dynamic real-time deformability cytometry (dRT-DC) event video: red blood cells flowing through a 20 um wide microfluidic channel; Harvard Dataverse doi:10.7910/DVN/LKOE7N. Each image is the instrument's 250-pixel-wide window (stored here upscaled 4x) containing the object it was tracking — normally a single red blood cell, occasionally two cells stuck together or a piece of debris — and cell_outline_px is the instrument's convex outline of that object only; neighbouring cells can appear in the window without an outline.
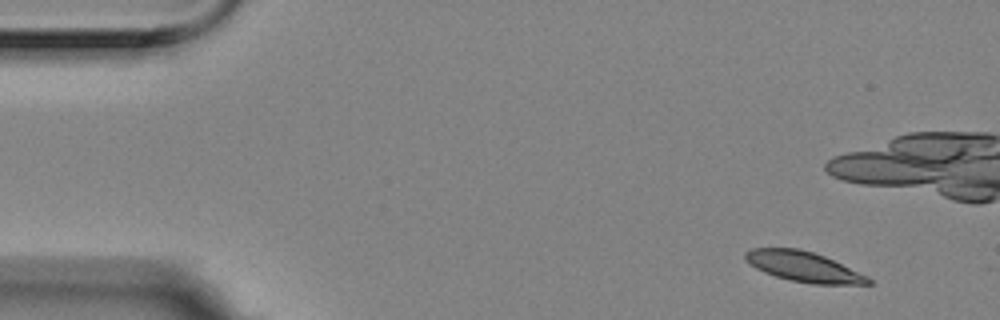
{"species": "Egyptian fruit bat (a non-hibernating species)", "species_latin": "Rousettus aegyptiacus", "temperature_condition": "room temperature", "stored_images_in_passage": 4, "camera_frame_rate_fps": 3000, "um_per_image_px": 0.085, "animal": {"sex": "female"}, "frame": {"image": 1, "passage_image": 1, "time_ms": 0.0, "image_size_px": [1000, 320], "cell_outline_px": [[872, 284], [812, 284], [792, 280], [776, 276], [764, 272], [756, 268], [744, 260], [744, 252], [752, 248], [796, 248], [812, 252], [824, 256], [868, 276], [872, 280]], "centroid_in_image_um": [68.29, 22.66], "position_along_channel_um": 16.7, "area_um2": 21.44}}